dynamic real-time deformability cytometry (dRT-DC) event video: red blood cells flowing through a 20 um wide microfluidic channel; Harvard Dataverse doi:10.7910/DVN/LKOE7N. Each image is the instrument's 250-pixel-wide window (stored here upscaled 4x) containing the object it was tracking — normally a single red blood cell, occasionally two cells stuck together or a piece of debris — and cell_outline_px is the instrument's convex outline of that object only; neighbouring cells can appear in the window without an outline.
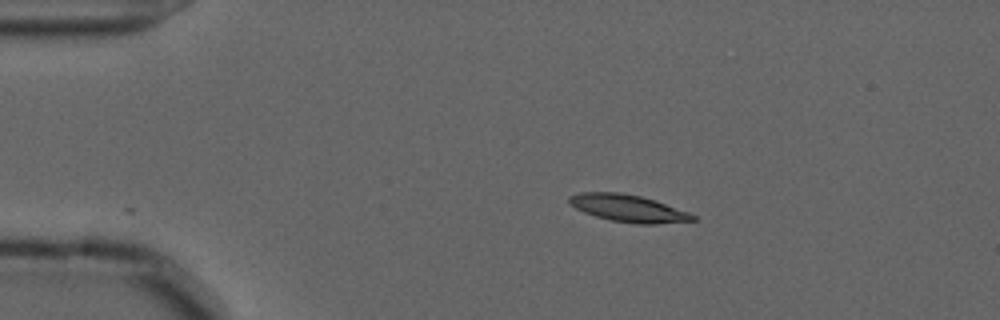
{"species": "common noctule bat (a hibernating species)", "species_latin": "Nyctalus noctula", "temperature_condition": "cold", "stored_images_in_passage": 46, "camera_frame_rate_fps": 3000, "um_per_image_px": 0.085, "animal": {"sex": "male", "forearm_length_mm": 52.5}, "frame": {"image": 1, "passage_image": 1, "time_ms": 0.0, "image_size_px": [1000, 320], "cell_outline_px": [[696, 220], [656, 224], [636, 224], [612, 220], [596, 216], [584, 212], [576, 208], [568, 200], [568, 196], [580, 192], [620, 192], [640, 196], [656, 200], [688, 212], [696, 216]], "centroid_in_image_um": [53.41, 17.7], "position_along_channel_um": 31.6, "area_um2": 19.48}}
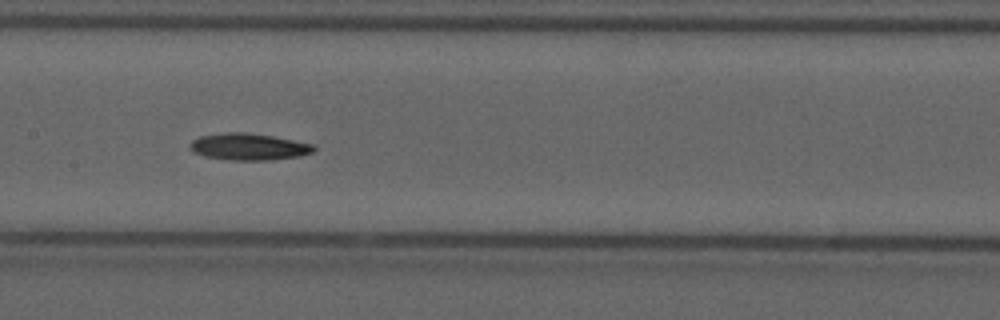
{"frame": {"image": 2, "passage_image": 18, "time_ms": 5.667, "image_size_px": [1000, 320], "cell_outline_px": [[316, 148], [312, 152], [300, 156], [268, 160], [232, 160], [204, 156], [192, 152], [188, 148], [188, 144], [192, 140], [200, 136], [224, 132], [244, 132], [272, 136], [316, 144]], "centroid_in_image_um": [21.12, 12.47], "position_along_channel_um": 186.3, "area_um2": 19.48}}
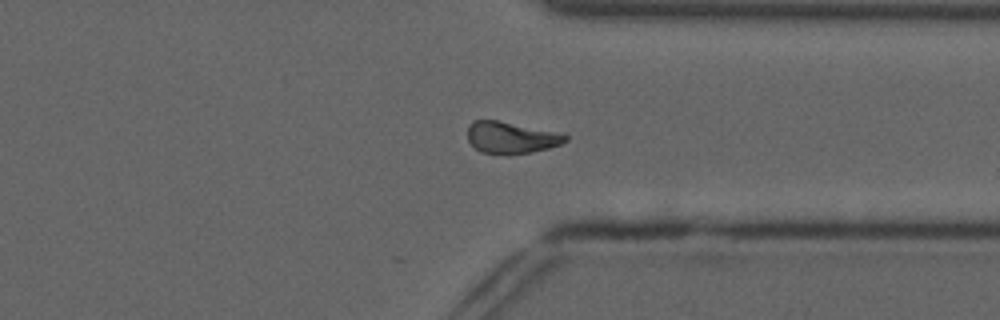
{"frame": {"image": 3, "passage_image": 33, "time_ms": 10.667, "image_size_px": [1000, 320], "cell_outline_px": [[568, 140], [560, 144], [548, 148], [532, 152], [508, 156], [480, 152], [468, 140], [468, 124], [472, 120], [496, 120], [552, 132], [568, 136]], "centroid_in_image_um": [43.37, 11.73], "position_along_channel_um": 368.0, "area_um2": 17.92}}